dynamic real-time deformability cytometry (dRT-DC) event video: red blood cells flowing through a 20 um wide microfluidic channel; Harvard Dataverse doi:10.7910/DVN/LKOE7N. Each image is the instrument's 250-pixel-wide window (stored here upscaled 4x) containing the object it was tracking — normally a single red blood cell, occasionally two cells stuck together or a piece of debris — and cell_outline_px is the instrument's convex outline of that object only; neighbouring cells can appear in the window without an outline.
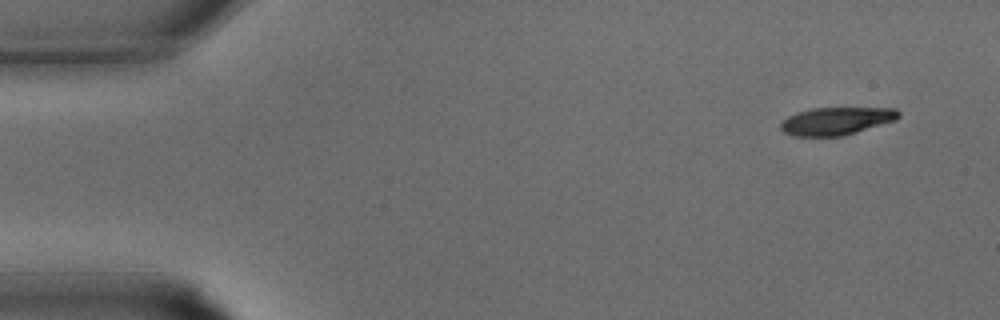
{"species": "common noctule bat (a hibernating species)", "species_latin": "Nyctalus noctula", "temperature_condition": "warm", "stored_images_in_passage": 32, "camera_frame_rate_fps": 3000, "um_per_image_px": 0.085, "animal": {"sex": "male", "body_mass_g": 15.6}, "frame": {"image": 1, "passage_image": 1, "time_ms": 0.0, "image_size_px": [1000, 320], "cell_outline_px": [[900, 116], [896, 120], [844, 136], [796, 136], [784, 132], [780, 128], [780, 124], [788, 116], [796, 112], [812, 108], [896, 108], [900, 112]], "centroid_in_image_um": [71.11, 10.28], "position_along_channel_um": 13.9, "area_um2": 19.07}}
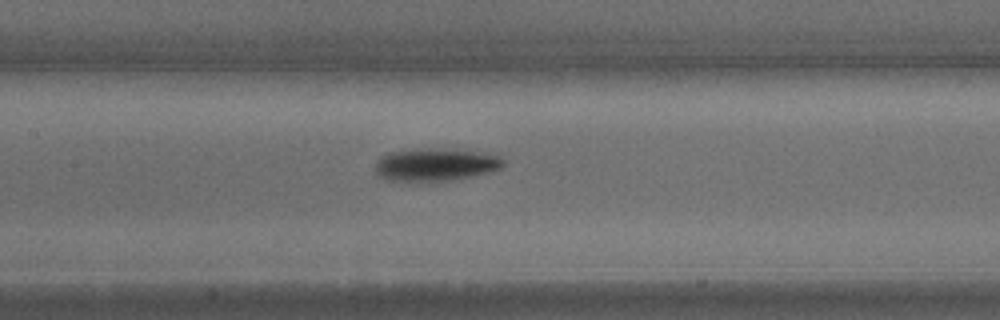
{"frame": {"image": 2, "passage_image": 14, "time_ms": 4.333, "image_size_px": [1000, 320], "cell_outline_px": [[504, 168], [492, 172], [452, 180], [384, 180], [376, 176], [376, 164], [380, 156], [392, 152], [420, 148], [444, 148], [500, 152], [504, 160]], "centroid_in_image_um": [37.16, 13.95], "position_along_channel_um": 170.2, "area_um2": 25.14}}
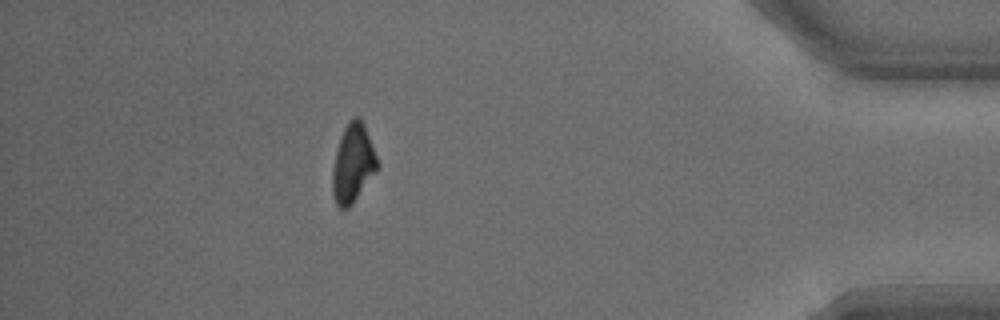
{"frame": {"image": 3, "passage_image": 28, "time_ms": 9.0, "image_size_px": [1000, 320], "cell_outline_px": [[380, 168], [352, 204], [348, 208], [340, 208], [336, 204], [332, 192], [332, 168], [336, 152], [344, 128], [348, 120], [356, 116], [360, 116], [364, 124], [380, 164]], "centroid_in_image_um": [30.02, 13.89], "position_along_channel_um": 405.2, "area_um2": 20.69}}